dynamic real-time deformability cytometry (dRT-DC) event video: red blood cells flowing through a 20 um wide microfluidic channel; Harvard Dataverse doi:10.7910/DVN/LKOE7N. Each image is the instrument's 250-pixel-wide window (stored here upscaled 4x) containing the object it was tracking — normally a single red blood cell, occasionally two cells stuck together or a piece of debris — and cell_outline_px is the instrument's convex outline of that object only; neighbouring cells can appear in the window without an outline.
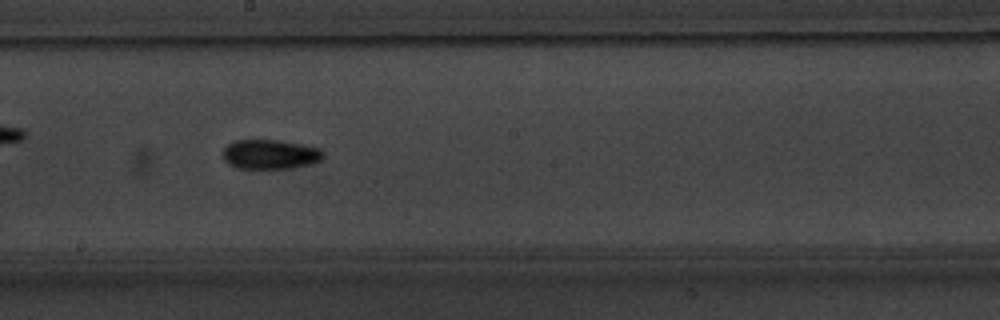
{"species": "common noctule bat (a hibernating species)", "species_latin": "Nyctalus noctula", "temperature_condition": "warm", "stored_images_in_passage": 55, "camera_frame_rate_fps": 3000, "um_per_image_px": 0.085, "animal": {"sex": "male", "body_mass_g": 20.1, "forearm_length_mm": 53.5}, "frame": {"image": 1, "passage_image": 32, "time_ms": 10.333, "image_size_px": [1000, 320], "cell_outline_px": [[324, 156], [320, 160], [308, 164], [292, 168], [236, 168], [228, 164], [224, 160], [224, 148], [228, 144], [236, 140], [280, 140], [320, 148], [324, 152]], "centroid_in_image_um": [22.96, 13.11], "position_along_channel_um": 225.2, "area_um2": 17.17}}
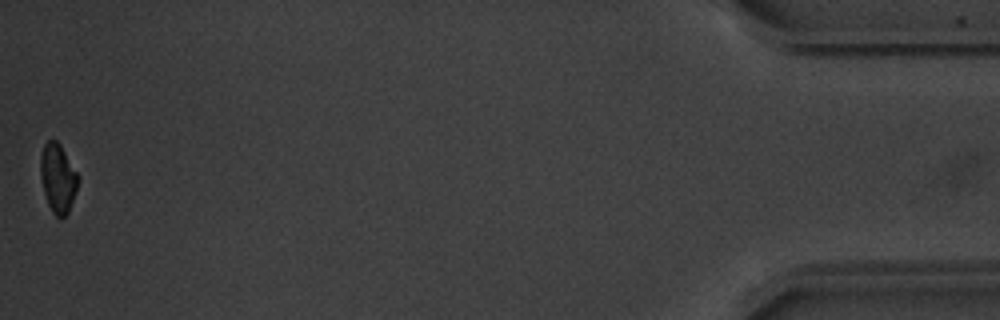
{"frame": {"image": 2, "passage_image": 55, "time_ms": 18.0, "image_size_px": [1000, 320], "cell_outline_px": [[76, 192], [68, 212], [60, 220], [52, 212], [48, 204], [44, 192], [40, 176], [40, 156], [44, 144], [48, 140], [56, 140], [60, 144], [76, 172]], "centroid_in_image_um": [4.88, 15.15], "position_along_channel_um": 430.3, "area_um2": 14.8}, "authors_computed_cell_mechanics": {"area_um2": 15.7794, "velocity_mm_per_s": 3.7992, "shape_relaxation_time_tau1_ms": 2.1686, "shape_relaxation_time_tau2_ms": 6.3201, "deformation_change_tau1": 0.0946, "deformation_change_tau2": 0.1027}}